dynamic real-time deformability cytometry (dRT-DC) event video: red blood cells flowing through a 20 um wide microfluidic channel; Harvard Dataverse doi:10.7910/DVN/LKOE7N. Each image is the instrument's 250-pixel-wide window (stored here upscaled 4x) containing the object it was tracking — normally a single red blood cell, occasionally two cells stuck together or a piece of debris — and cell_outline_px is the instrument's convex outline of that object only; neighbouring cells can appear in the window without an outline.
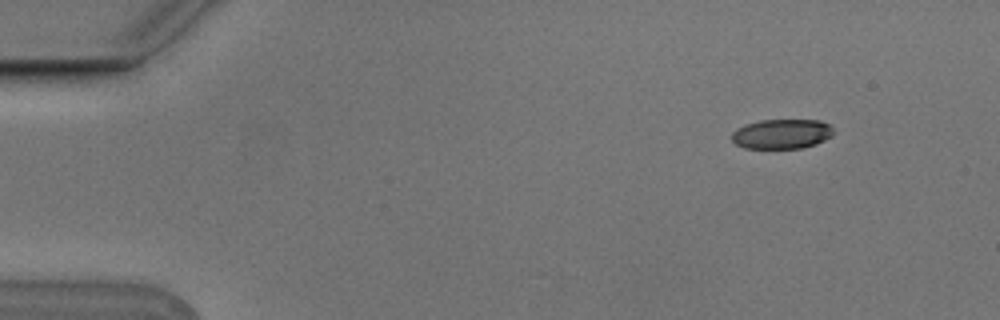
{"species": "Egyptian fruit bat (a non-hibernating species)", "species_latin": "Rousettus aegyptiacus", "temperature_condition": "cold", "stored_images_in_passage": 5, "camera_frame_rate_fps": 3000, "um_per_image_px": 0.085, "animal": {"sex": "male"}, "frame": {"image": 1, "passage_image": 5, "time_ms": 1.333, "image_size_px": [1000, 320], "cell_outline_px": [[832, 136], [816, 144], [800, 148], [744, 148], [736, 144], [732, 140], [732, 132], [748, 124], [760, 120], [820, 120], [828, 124], [832, 128]], "centroid_in_image_um": [66.46, 11.39], "position_along_channel_um": 18.5, "area_um2": 17.4}}